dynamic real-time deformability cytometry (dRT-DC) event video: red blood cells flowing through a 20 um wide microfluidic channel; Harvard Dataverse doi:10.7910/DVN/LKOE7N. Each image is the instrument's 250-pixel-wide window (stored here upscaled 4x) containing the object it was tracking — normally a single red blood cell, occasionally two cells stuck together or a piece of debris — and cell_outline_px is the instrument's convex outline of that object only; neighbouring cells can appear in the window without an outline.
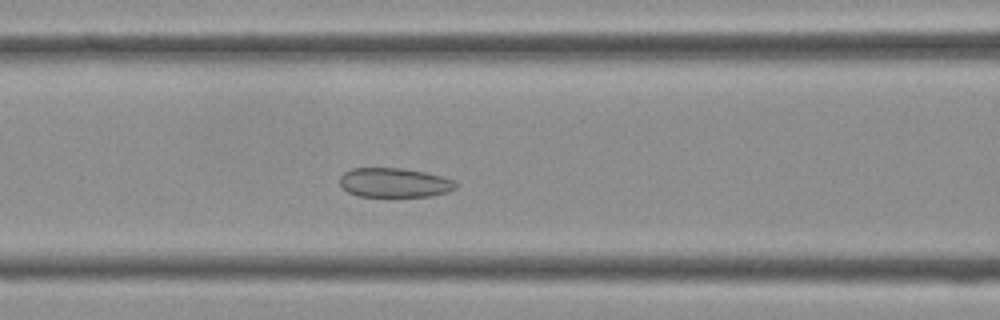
{"species": "Egyptian fruit bat (a non-hibernating species)", "species_latin": "Rousettus aegyptiacus", "temperature_condition": "cold", "stored_images_in_passage": 37, "camera_frame_rate_fps": 3000, "um_per_image_px": 0.085, "frame": {"image": 1, "passage_image": 12, "time_ms": 3.667, "image_size_px": [1000, 320], "cell_outline_px": [[456, 188], [448, 192], [432, 196], [360, 196], [348, 192], [340, 184], [340, 176], [344, 172], [352, 168], [400, 168], [424, 172], [440, 176], [452, 180], [456, 184]], "centroid_in_image_um": [33.5, 15.52], "position_along_channel_um": 133.1, "area_um2": 19.65}}
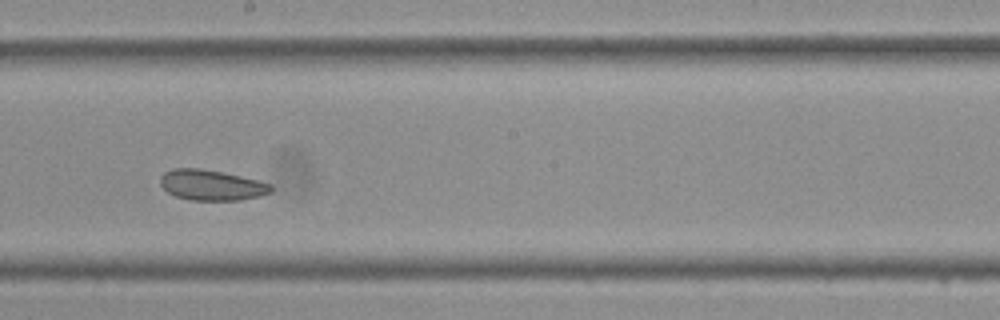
{"frame": {"image": 2, "passage_image": 18, "time_ms": 5.667, "image_size_px": [1000, 320], "cell_outline_px": [[272, 192], [260, 196], [240, 200], [192, 200], [176, 196], [168, 192], [160, 184], [160, 176], [164, 172], [172, 168], [200, 168], [224, 172], [272, 184]], "centroid_in_image_um": [17.97, 15.72], "position_along_channel_um": 230.2, "area_um2": 19.71}}
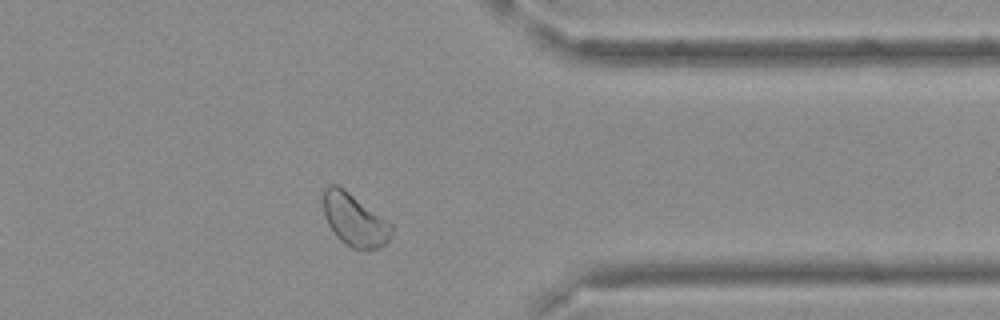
{"frame": {"image": 3, "passage_image": 28, "time_ms": 9.0, "image_size_px": [1000, 320], "cell_outline_px": [[392, 232], [388, 240], [380, 248], [352, 248], [340, 240], [336, 236], [328, 224], [324, 216], [320, 192], [328, 184], [336, 184], [344, 188], [392, 224]], "centroid_in_image_um": [30.07, 18.64], "position_along_channel_um": 381.3, "area_um2": 20.98}}